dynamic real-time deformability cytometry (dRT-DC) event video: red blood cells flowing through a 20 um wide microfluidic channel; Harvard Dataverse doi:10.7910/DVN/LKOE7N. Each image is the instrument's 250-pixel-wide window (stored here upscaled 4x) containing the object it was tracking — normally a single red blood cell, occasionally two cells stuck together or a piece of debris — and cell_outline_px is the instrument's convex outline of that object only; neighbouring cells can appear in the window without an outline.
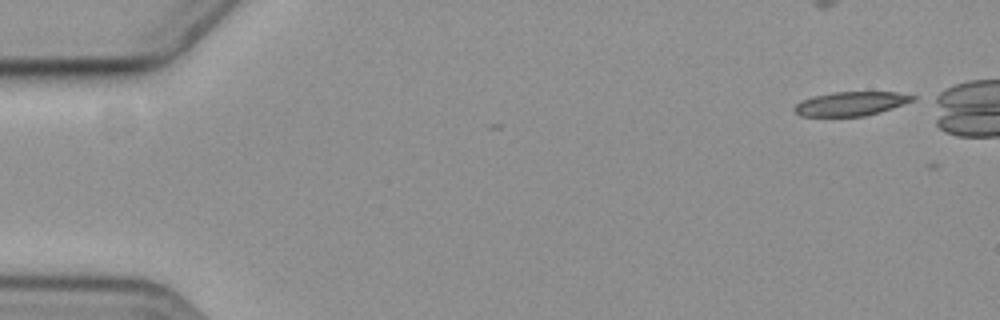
{"species": "common noctule bat (a hibernating species)", "species_latin": "Nyctalus noctula", "temperature_condition": "cold", "stored_images_in_passage": 5, "camera_frame_rate_fps": 3000, "um_per_image_px": 0.085, "animal": {"sex": "female", "body_mass_g": 19.3, "forearm_length_mm": 54.1}, "frame": {"image": 1, "passage_image": 1, "time_ms": 0.0, "image_size_px": [1000, 320], "cell_outline_px": [[916, 100], [880, 112], [864, 116], [800, 116], [792, 108], [800, 100], [812, 96], [832, 92], [896, 92], [916, 96]], "centroid_in_image_um": [72.31, 8.81], "position_along_channel_um": 12.7, "area_um2": 16.65}}